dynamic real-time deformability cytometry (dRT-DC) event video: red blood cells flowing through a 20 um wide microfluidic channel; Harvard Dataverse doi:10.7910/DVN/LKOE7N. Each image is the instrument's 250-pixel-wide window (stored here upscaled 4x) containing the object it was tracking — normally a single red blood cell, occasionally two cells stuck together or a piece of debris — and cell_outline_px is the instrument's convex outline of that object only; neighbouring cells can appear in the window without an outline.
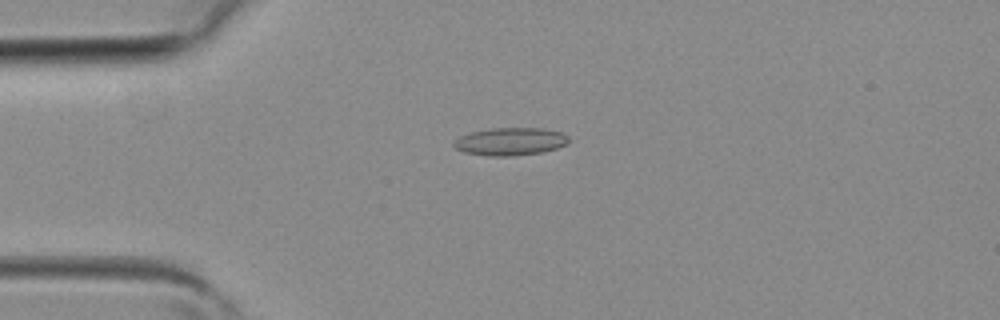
{"species": "common noctule bat (a hibernating species)", "species_latin": "Nyctalus noctula", "temperature_condition": "room temperature", "stored_images_in_passage": 2, "camera_frame_rate_fps": 3000, "um_per_image_px": 0.085, "animal": {"sex": "female", "body_mass_g": 19.3, "forearm_length_mm": 54.1}, "frame": {"image": 1, "passage_image": 2, "time_ms": 0.333, "image_size_px": [1000, 320], "cell_outline_px": [[568, 144], [544, 152], [516, 156], [488, 156], [464, 152], [456, 148], [452, 144], [460, 136], [472, 132], [492, 128], [544, 128], [560, 132], [568, 136]], "centroid_in_image_um": [43.4, 12.03], "position_along_channel_um": 41.6, "area_um2": 18.61}}